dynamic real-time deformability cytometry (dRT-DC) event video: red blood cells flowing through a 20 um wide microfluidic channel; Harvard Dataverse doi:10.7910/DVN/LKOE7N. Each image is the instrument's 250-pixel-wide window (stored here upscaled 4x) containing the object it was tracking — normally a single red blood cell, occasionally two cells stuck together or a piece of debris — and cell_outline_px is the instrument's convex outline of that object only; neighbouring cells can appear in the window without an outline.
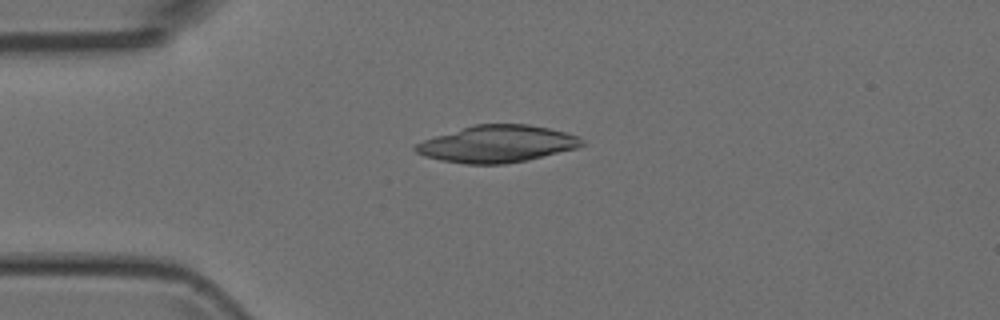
{"species": "Egyptian fruit bat (a non-hibernating species)", "species_latin": "Rousettus aegyptiacus", "temperature_condition": "room temperature", "stored_images_in_passage": 4, "camera_frame_rate_fps": 3000, "um_per_image_px": 0.085, "animal": {"sex": "female"}, "frame": {"image": 1, "passage_image": 4, "time_ms": 3.333, "image_size_px": [1000, 320], "cell_outline_px": [[584, 144], [576, 148], [528, 160], [504, 164], [464, 164], [440, 160], [424, 156], [416, 152], [412, 148], [416, 144], [424, 140], [436, 136], [476, 124], [528, 124], [548, 128], [564, 132], [576, 136], [584, 140]], "centroid_in_image_um": [42.25, 12.24], "position_along_channel_um": 42.8, "area_um2": 35.55}}